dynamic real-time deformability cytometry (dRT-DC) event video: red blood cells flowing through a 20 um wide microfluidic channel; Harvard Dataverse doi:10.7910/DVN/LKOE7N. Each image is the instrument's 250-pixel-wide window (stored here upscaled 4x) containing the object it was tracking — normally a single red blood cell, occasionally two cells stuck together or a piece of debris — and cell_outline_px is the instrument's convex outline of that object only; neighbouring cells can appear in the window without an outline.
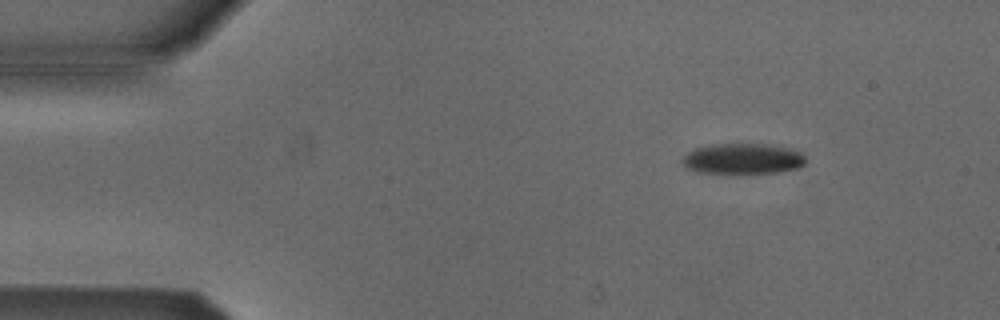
{"species": "Egyptian fruit bat (a non-hibernating species)", "species_latin": "Rousettus aegyptiacus", "temperature_condition": "cold", "stored_images_in_passage": 4, "camera_frame_rate_fps": 3000, "um_per_image_px": 0.085, "animal": {"sex": "male"}, "frame": {"image": 1, "passage_image": 1, "time_ms": 0.0, "image_size_px": [1000, 320], "cell_outline_px": [[808, 160], [800, 168], [780, 172], [748, 176], [740, 176], [696, 172], [684, 168], [680, 160], [688, 152], [696, 148], [716, 144], [768, 144], [792, 148], [804, 152]], "centroid_in_image_um": [63.19, 13.55], "position_along_channel_um": 21.8, "area_um2": 23.52}}